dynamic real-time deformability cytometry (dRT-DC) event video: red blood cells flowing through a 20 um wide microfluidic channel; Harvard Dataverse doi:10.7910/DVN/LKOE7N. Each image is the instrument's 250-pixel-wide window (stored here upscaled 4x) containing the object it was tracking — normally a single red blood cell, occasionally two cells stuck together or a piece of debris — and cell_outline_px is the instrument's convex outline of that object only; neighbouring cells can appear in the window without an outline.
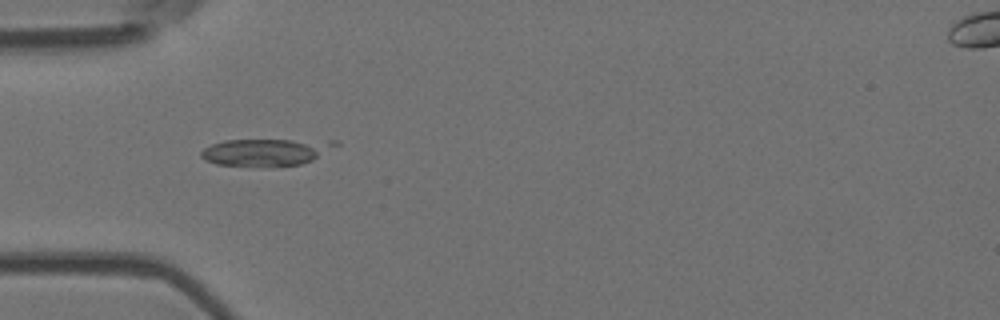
{"species": "Egyptian fruit bat (a non-hibernating species)", "species_latin": "Rousettus aegyptiacus", "temperature_condition": "room temperature", "stored_images_in_passage": 4, "camera_frame_rate_fps": 3000, "um_per_image_px": 0.085, "animal": {"sex": "female"}, "frame": {"image": 1, "passage_image": 3, "time_ms": 0.667, "image_size_px": [1000, 320], "cell_outline_px": [[340, 144], [312, 160], [300, 164], [216, 164], [204, 160], [200, 156], [200, 152], [204, 148], [212, 144], [224, 140], [340, 140]], "centroid_in_image_um": [22.63, 12.88], "position_along_channel_um": 62.4, "area_um2": 20.52}}